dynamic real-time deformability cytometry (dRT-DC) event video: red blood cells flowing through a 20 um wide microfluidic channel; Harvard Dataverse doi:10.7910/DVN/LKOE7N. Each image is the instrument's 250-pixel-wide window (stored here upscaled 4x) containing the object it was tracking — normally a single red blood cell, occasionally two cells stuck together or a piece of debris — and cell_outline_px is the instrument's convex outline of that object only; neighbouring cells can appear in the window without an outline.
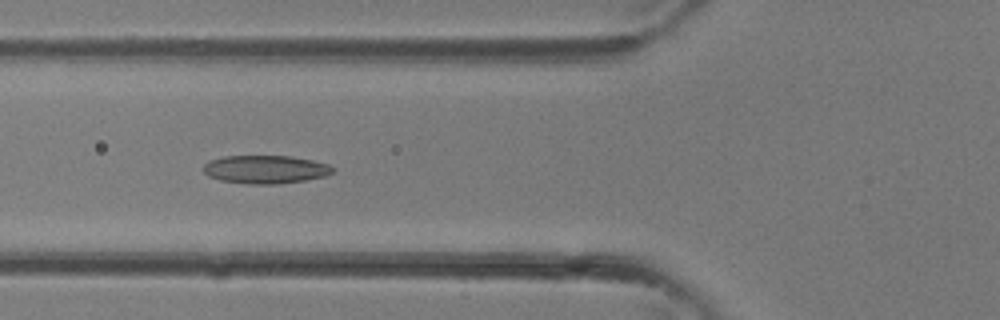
{"species": "common noctule bat (a hibernating species)", "species_latin": "Nyctalus noctula", "temperature_condition": "room temperature", "stored_images_in_passage": 26, "camera_frame_rate_fps": 3000, "um_per_image_px": 0.085, "animal": {"sex": "female"}, "frame": {"image": 1, "passage_image": 3, "time_ms": 0.667, "image_size_px": [1000, 320], "cell_outline_px": [[336, 168], [332, 172], [324, 176], [304, 180], [276, 184], [252, 184], [220, 180], [208, 176], [204, 172], [204, 164], [212, 160], [224, 156], [292, 156], [312, 160], [328, 164]], "centroid_in_image_um": [22.58, 14.39], "position_along_channel_um": 103.2, "area_um2": 21.1}}
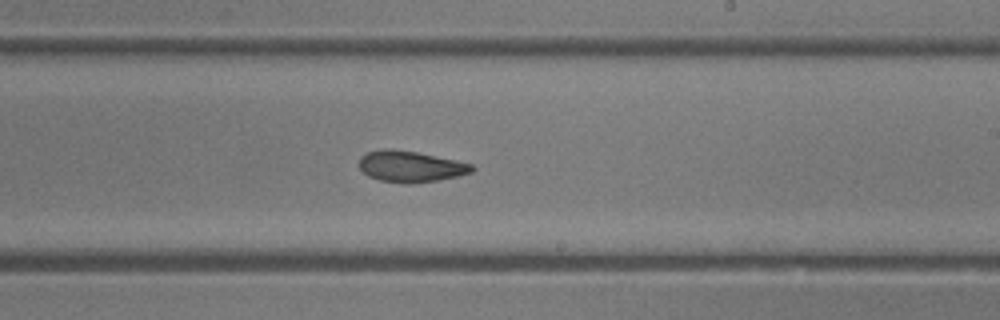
{"frame": {"image": 2, "passage_image": 11, "time_ms": 3.333, "image_size_px": [1000, 320], "cell_outline_px": [[476, 168], [472, 172], [440, 180], [412, 184], [404, 184], [380, 180], [368, 176], [360, 168], [360, 156], [368, 152], [384, 148], [388, 148], [416, 152], [472, 164]], "centroid_in_image_um": [34.88, 14.16], "position_along_channel_um": 254.1, "area_um2": 20.4}}
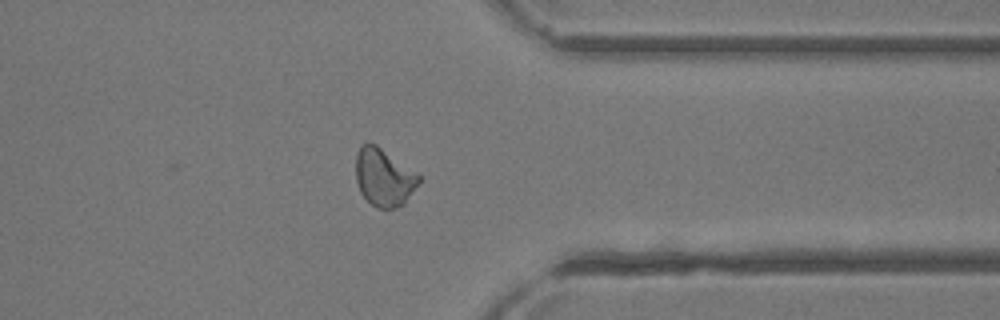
{"frame": {"image": 3, "passage_image": 18, "time_ms": 5.667, "image_size_px": [1000, 320], "cell_outline_px": [[420, 180], [404, 204], [396, 208], [376, 208], [360, 192], [356, 180], [356, 152], [368, 140], [376, 144], [416, 172], [420, 176]], "centroid_in_image_um": [32.61, 15.06], "position_along_channel_um": 378.8, "area_um2": 21.1}}